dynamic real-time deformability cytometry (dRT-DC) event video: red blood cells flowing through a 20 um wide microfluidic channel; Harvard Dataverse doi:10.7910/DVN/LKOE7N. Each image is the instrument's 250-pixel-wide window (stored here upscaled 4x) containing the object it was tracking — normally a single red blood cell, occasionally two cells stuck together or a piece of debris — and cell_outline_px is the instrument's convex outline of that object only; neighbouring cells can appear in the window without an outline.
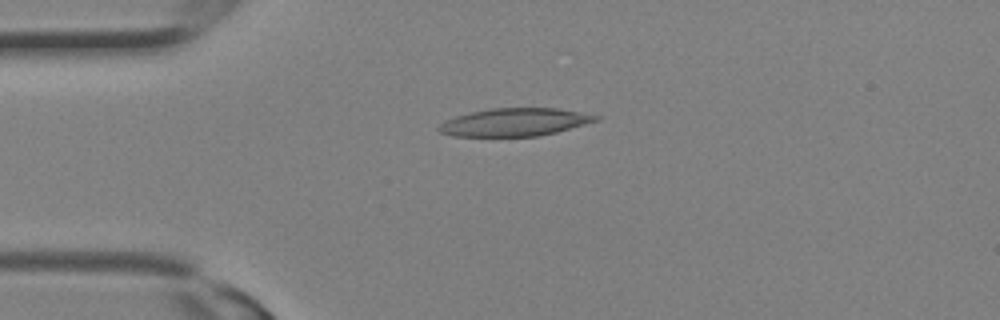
{"species": "Egyptian fruit bat (a non-hibernating species)", "species_latin": "Rousettus aegyptiacus", "temperature_condition": "room temperature", "stored_images_in_passage": 8, "camera_frame_rate_fps": 3000, "um_per_image_px": 0.085, "animal": {"sex": "female"}, "frame": {"image": 1, "passage_image": 1, "time_ms": 0.0, "image_size_px": [1000, 320], "cell_outline_px": [[600, 120], [556, 132], [536, 136], [452, 136], [440, 132], [436, 128], [444, 120], [456, 116], [488, 108], [556, 108], [600, 116]], "centroid_in_image_um": [43.72, 10.38], "position_along_channel_um": 41.3, "area_um2": 25.37}}
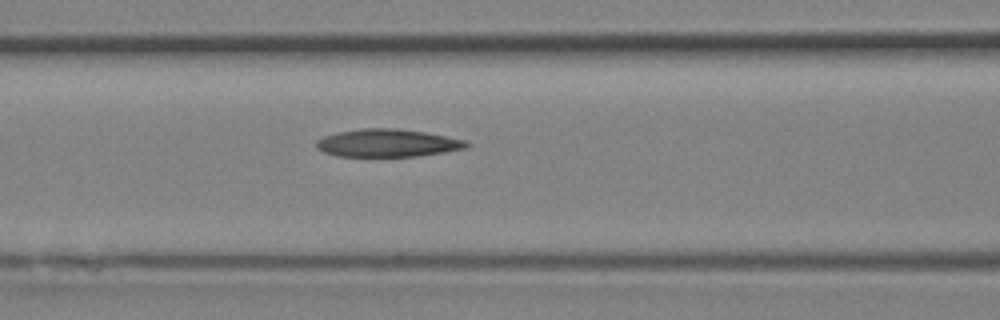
{"frame": {"image": 2, "passage_image": 6, "time_ms": 1.667, "image_size_px": [1000, 320], "cell_outline_px": [[472, 144], [468, 148], [420, 156], [336, 156], [324, 152], [316, 148], [316, 140], [324, 136], [336, 132], [360, 128], [396, 128], [424, 132], [464, 140]], "centroid_in_image_um": [32.92, 12.15], "position_along_channel_um": 133.7, "area_um2": 24.39}}
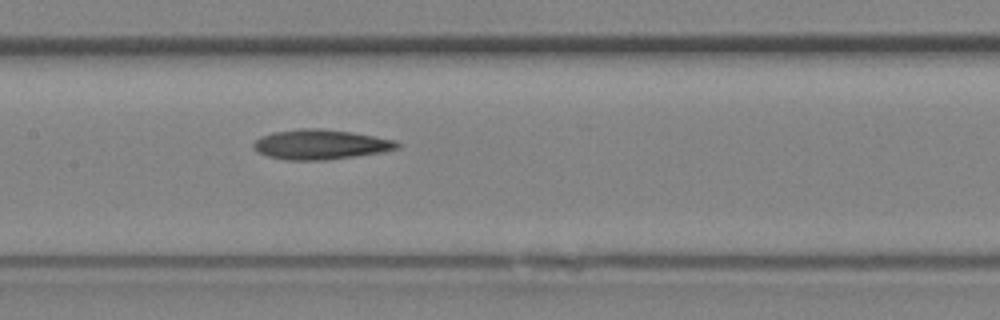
{"frame": {"image": 3, "passage_image": 8, "time_ms": 2.333, "image_size_px": [1000, 320], "cell_outline_px": [[404, 144], [400, 148], [384, 152], [356, 156], [324, 160], [288, 160], [268, 156], [252, 148], [252, 144], [260, 136], [272, 132], [300, 128], [320, 128], [352, 132], [396, 140]], "centroid_in_image_um": [27.29, 12.27], "position_along_channel_um": 180.1, "area_um2": 25.26}}